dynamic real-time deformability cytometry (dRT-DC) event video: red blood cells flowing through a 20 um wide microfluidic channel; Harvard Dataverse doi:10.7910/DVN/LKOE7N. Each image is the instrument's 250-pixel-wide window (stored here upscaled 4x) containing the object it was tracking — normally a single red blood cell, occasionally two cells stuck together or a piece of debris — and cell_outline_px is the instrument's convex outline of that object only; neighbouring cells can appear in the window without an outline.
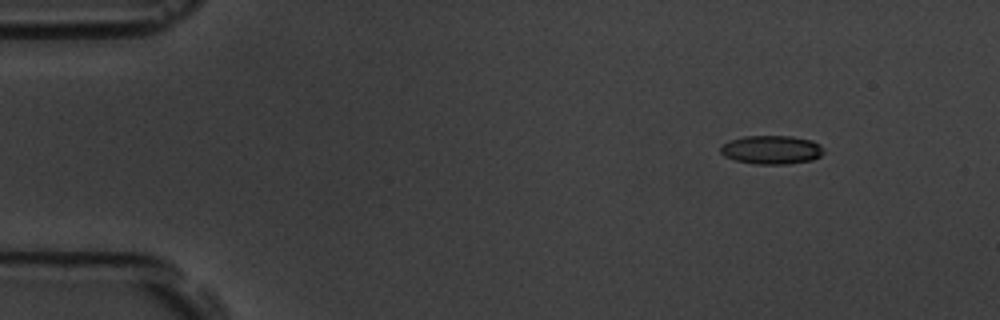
{"species": "common noctule bat (a hibernating species)", "species_latin": "Nyctalus noctula", "temperature_condition": "room temperature", "stored_images_in_passage": 3, "camera_frame_rate_fps": 3000, "um_per_image_px": 0.085, "animal": {"sex": "male", "body_mass_g": 19.5, "forearm_length_mm": 54.6}, "frame": {"image": 1, "passage_image": 1, "time_ms": 0.0, "image_size_px": [1000, 320], "cell_outline_px": [[824, 152], [820, 156], [812, 160], [788, 164], [752, 164], [736, 160], [724, 156], [720, 152], [720, 148], [728, 140], [744, 136], [792, 136], [812, 140], [820, 144], [824, 148]], "centroid_in_image_um": [65.59, 12.73], "position_along_channel_um": 19.4, "area_um2": 17.4}}
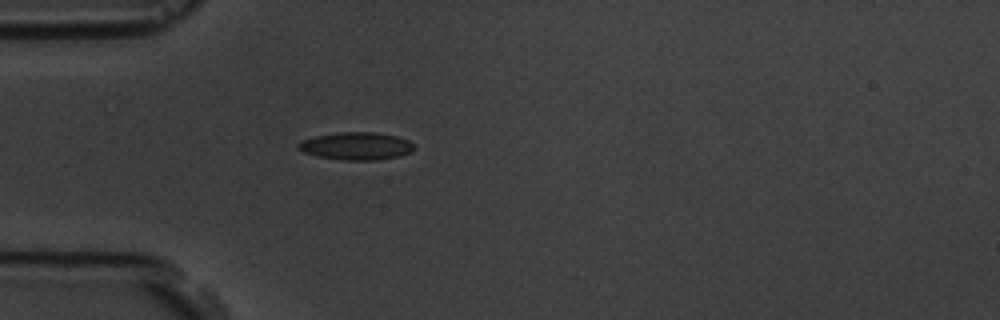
{"frame": {"image": 2, "passage_image": 3, "time_ms": 3.333, "image_size_px": [1000, 320], "cell_outline_px": [[416, 148], [412, 152], [400, 156], [376, 160], [344, 160], [316, 156], [304, 152], [296, 148], [296, 144], [304, 140], [316, 136], [336, 132], [376, 132], [396, 136], [408, 140], [416, 144]], "centroid_in_image_um": [30.32, 12.41], "position_along_channel_um": 54.7, "area_um2": 18.84}}